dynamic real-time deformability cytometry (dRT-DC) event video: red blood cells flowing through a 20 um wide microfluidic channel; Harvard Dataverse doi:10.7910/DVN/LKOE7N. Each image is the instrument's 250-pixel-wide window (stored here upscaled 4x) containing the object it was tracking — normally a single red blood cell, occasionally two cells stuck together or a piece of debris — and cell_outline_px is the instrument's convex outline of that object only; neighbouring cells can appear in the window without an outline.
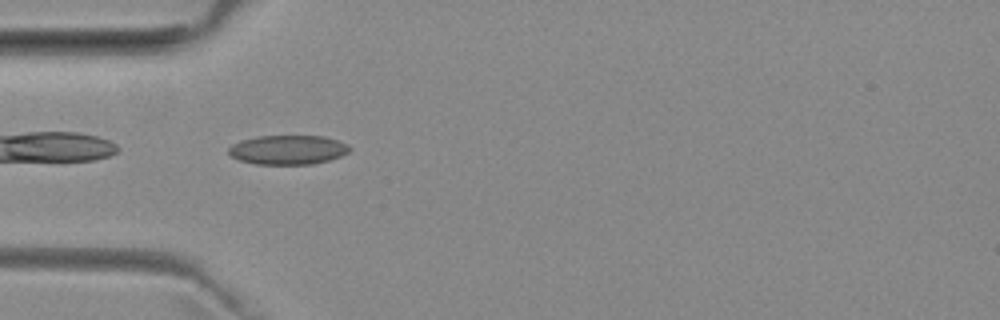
{"species": "common noctule bat (a hibernating species)", "species_latin": "Nyctalus noctula", "temperature_condition": "room temperature", "stored_images_in_passage": 37, "camera_frame_rate_fps": 3000, "um_per_image_px": 0.085, "animal": {"sex": "female", "body_mass_g": 29.2, "forearm_length_mm": 56.3}, "frame": {"image": 1, "passage_image": 1, "time_ms": 0.0, "image_size_px": [1000, 320], "cell_outline_px": [[352, 148], [348, 152], [340, 156], [328, 160], [312, 164], [256, 164], [240, 160], [232, 156], [228, 152], [228, 148], [232, 144], [240, 140], [256, 136], [324, 136], [348, 144]], "centroid_in_image_um": [24.46, 12.72], "position_along_channel_um": 60.5, "area_um2": 20.63}}
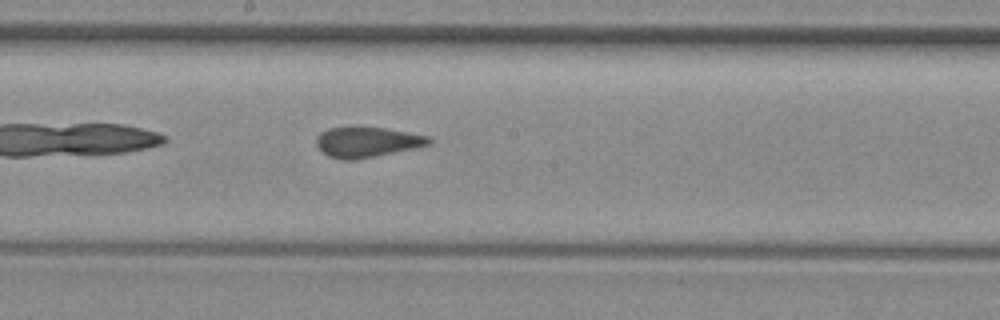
{"frame": {"image": 2, "passage_image": 13, "time_ms": 4.0, "image_size_px": [1000, 320], "cell_outline_px": [[432, 140], [428, 144], [416, 148], [356, 160], [340, 160], [328, 156], [316, 144], [316, 136], [320, 132], [328, 128], [352, 124], [384, 128], [408, 132], [428, 136]], "centroid_in_image_um": [31.14, 12.04], "position_along_channel_um": 217.1, "area_um2": 20.46}}
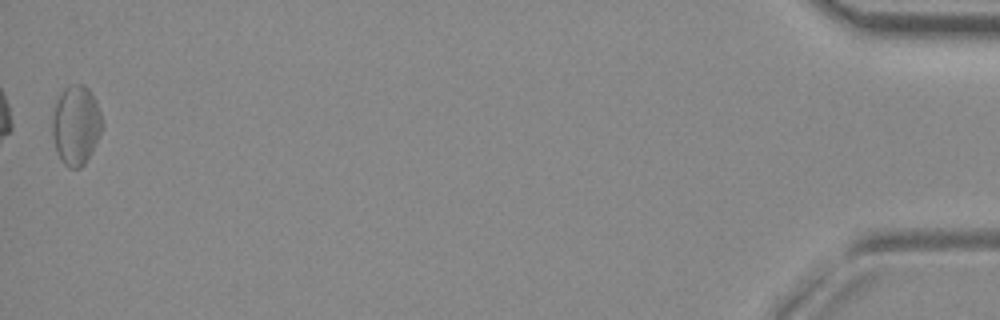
{"frame": {"image": 3, "passage_image": 37, "time_ms": 12.0, "image_size_px": [1000, 320], "cell_outline_px": [[104, 124], [84, 164], [80, 168], [68, 168], [60, 160], [56, 152], [52, 136], [52, 116], [56, 100], [60, 92], [64, 88], [72, 84], [84, 84], [88, 88], [96, 100]], "centroid_in_image_um": [6.43, 10.61], "position_along_channel_um": 428.8, "area_um2": 23.18}, "authors_computed_cell_mechanics": {"area_um2": 20.5768, "velocity_mm_per_s": 3.9533, "shape_relaxation_time_tau1_ms": null, "shape_relaxation_time_tau2_ms": 1.9601, "deformation_change_tau1": null, "deformation_change_tau2": 0.0988}}